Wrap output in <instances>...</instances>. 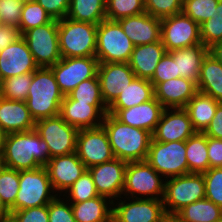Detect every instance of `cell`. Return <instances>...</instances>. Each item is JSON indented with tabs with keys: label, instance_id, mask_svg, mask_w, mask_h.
I'll list each match as a JSON object with an SVG mask.
<instances>
[{
	"label": "cell",
	"instance_id": "obj_1",
	"mask_svg": "<svg viewBox=\"0 0 222 222\" xmlns=\"http://www.w3.org/2000/svg\"><path fill=\"white\" fill-rule=\"evenodd\" d=\"M49 149L35 129L6 134L0 164L17 171L31 170L49 162Z\"/></svg>",
	"mask_w": 222,
	"mask_h": 222
},
{
	"label": "cell",
	"instance_id": "obj_2",
	"mask_svg": "<svg viewBox=\"0 0 222 222\" xmlns=\"http://www.w3.org/2000/svg\"><path fill=\"white\" fill-rule=\"evenodd\" d=\"M102 126L108 134L115 158L126 162L146 160L152 133L124 124L109 113L104 116Z\"/></svg>",
	"mask_w": 222,
	"mask_h": 222
},
{
	"label": "cell",
	"instance_id": "obj_3",
	"mask_svg": "<svg viewBox=\"0 0 222 222\" xmlns=\"http://www.w3.org/2000/svg\"><path fill=\"white\" fill-rule=\"evenodd\" d=\"M63 98L50 67H39L33 72L25 102L35 121L60 115Z\"/></svg>",
	"mask_w": 222,
	"mask_h": 222
},
{
	"label": "cell",
	"instance_id": "obj_4",
	"mask_svg": "<svg viewBox=\"0 0 222 222\" xmlns=\"http://www.w3.org/2000/svg\"><path fill=\"white\" fill-rule=\"evenodd\" d=\"M97 24L67 17L58 20L59 49L62 58L91 57L96 54Z\"/></svg>",
	"mask_w": 222,
	"mask_h": 222
},
{
	"label": "cell",
	"instance_id": "obj_5",
	"mask_svg": "<svg viewBox=\"0 0 222 222\" xmlns=\"http://www.w3.org/2000/svg\"><path fill=\"white\" fill-rule=\"evenodd\" d=\"M19 181V191L15 203L9 208L10 213L48 205L58 195H52L54 189L45 166L19 171Z\"/></svg>",
	"mask_w": 222,
	"mask_h": 222
},
{
	"label": "cell",
	"instance_id": "obj_6",
	"mask_svg": "<svg viewBox=\"0 0 222 222\" xmlns=\"http://www.w3.org/2000/svg\"><path fill=\"white\" fill-rule=\"evenodd\" d=\"M205 190L202 173H189L170 177V180L165 179L162 202L166 214L175 215L184 206L204 199Z\"/></svg>",
	"mask_w": 222,
	"mask_h": 222
},
{
	"label": "cell",
	"instance_id": "obj_7",
	"mask_svg": "<svg viewBox=\"0 0 222 222\" xmlns=\"http://www.w3.org/2000/svg\"><path fill=\"white\" fill-rule=\"evenodd\" d=\"M134 45L117 21L103 20L97 26L96 54L99 62L128 63Z\"/></svg>",
	"mask_w": 222,
	"mask_h": 222
},
{
	"label": "cell",
	"instance_id": "obj_8",
	"mask_svg": "<svg viewBox=\"0 0 222 222\" xmlns=\"http://www.w3.org/2000/svg\"><path fill=\"white\" fill-rule=\"evenodd\" d=\"M146 161L166 179L190 173L186 141L158 142L152 138Z\"/></svg>",
	"mask_w": 222,
	"mask_h": 222
},
{
	"label": "cell",
	"instance_id": "obj_9",
	"mask_svg": "<svg viewBox=\"0 0 222 222\" xmlns=\"http://www.w3.org/2000/svg\"><path fill=\"white\" fill-rule=\"evenodd\" d=\"M162 176L145 160L128 162L125 171V185L122 195L130 198L163 199L164 183ZM126 193V194H125ZM128 193V194H127ZM136 195V196H135ZM150 195V197H148ZM156 195V196H155Z\"/></svg>",
	"mask_w": 222,
	"mask_h": 222
},
{
	"label": "cell",
	"instance_id": "obj_10",
	"mask_svg": "<svg viewBox=\"0 0 222 222\" xmlns=\"http://www.w3.org/2000/svg\"><path fill=\"white\" fill-rule=\"evenodd\" d=\"M22 37L27 43L36 64L50 67L62 57L59 49L58 20L25 31Z\"/></svg>",
	"mask_w": 222,
	"mask_h": 222
},
{
	"label": "cell",
	"instance_id": "obj_11",
	"mask_svg": "<svg viewBox=\"0 0 222 222\" xmlns=\"http://www.w3.org/2000/svg\"><path fill=\"white\" fill-rule=\"evenodd\" d=\"M35 130L48 145L50 158L76 152L79 129L69 125L60 115L37 120Z\"/></svg>",
	"mask_w": 222,
	"mask_h": 222
},
{
	"label": "cell",
	"instance_id": "obj_12",
	"mask_svg": "<svg viewBox=\"0 0 222 222\" xmlns=\"http://www.w3.org/2000/svg\"><path fill=\"white\" fill-rule=\"evenodd\" d=\"M161 42L166 52L200 44V25L183 12L162 18Z\"/></svg>",
	"mask_w": 222,
	"mask_h": 222
},
{
	"label": "cell",
	"instance_id": "obj_13",
	"mask_svg": "<svg viewBox=\"0 0 222 222\" xmlns=\"http://www.w3.org/2000/svg\"><path fill=\"white\" fill-rule=\"evenodd\" d=\"M99 61L96 56L61 58L50 66L60 91L67 96L82 81L97 75Z\"/></svg>",
	"mask_w": 222,
	"mask_h": 222
},
{
	"label": "cell",
	"instance_id": "obj_14",
	"mask_svg": "<svg viewBox=\"0 0 222 222\" xmlns=\"http://www.w3.org/2000/svg\"><path fill=\"white\" fill-rule=\"evenodd\" d=\"M76 154L87 169L115 158L108 134L103 126L79 129Z\"/></svg>",
	"mask_w": 222,
	"mask_h": 222
},
{
	"label": "cell",
	"instance_id": "obj_15",
	"mask_svg": "<svg viewBox=\"0 0 222 222\" xmlns=\"http://www.w3.org/2000/svg\"><path fill=\"white\" fill-rule=\"evenodd\" d=\"M128 162L114 158L89 167L87 170L92 175L96 191L99 195L118 200L125 185V171ZM117 198V199H116Z\"/></svg>",
	"mask_w": 222,
	"mask_h": 222
},
{
	"label": "cell",
	"instance_id": "obj_16",
	"mask_svg": "<svg viewBox=\"0 0 222 222\" xmlns=\"http://www.w3.org/2000/svg\"><path fill=\"white\" fill-rule=\"evenodd\" d=\"M133 200V201H132ZM130 203L113 202L112 222H160L167 216L162 200L133 198Z\"/></svg>",
	"mask_w": 222,
	"mask_h": 222
},
{
	"label": "cell",
	"instance_id": "obj_17",
	"mask_svg": "<svg viewBox=\"0 0 222 222\" xmlns=\"http://www.w3.org/2000/svg\"><path fill=\"white\" fill-rule=\"evenodd\" d=\"M108 113L107 105H90L64 96L60 107V116L69 125L77 129L97 128L102 126Z\"/></svg>",
	"mask_w": 222,
	"mask_h": 222
},
{
	"label": "cell",
	"instance_id": "obj_18",
	"mask_svg": "<svg viewBox=\"0 0 222 222\" xmlns=\"http://www.w3.org/2000/svg\"><path fill=\"white\" fill-rule=\"evenodd\" d=\"M97 76L102 99L109 106L126 86L136 77L129 63L99 62Z\"/></svg>",
	"mask_w": 222,
	"mask_h": 222
},
{
	"label": "cell",
	"instance_id": "obj_19",
	"mask_svg": "<svg viewBox=\"0 0 222 222\" xmlns=\"http://www.w3.org/2000/svg\"><path fill=\"white\" fill-rule=\"evenodd\" d=\"M196 133L184 108L164 109L152 134L158 142L186 141Z\"/></svg>",
	"mask_w": 222,
	"mask_h": 222
},
{
	"label": "cell",
	"instance_id": "obj_20",
	"mask_svg": "<svg viewBox=\"0 0 222 222\" xmlns=\"http://www.w3.org/2000/svg\"><path fill=\"white\" fill-rule=\"evenodd\" d=\"M36 64L26 41L21 36L0 52V80L36 71Z\"/></svg>",
	"mask_w": 222,
	"mask_h": 222
},
{
	"label": "cell",
	"instance_id": "obj_21",
	"mask_svg": "<svg viewBox=\"0 0 222 222\" xmlns=\"http://www.w3.org/2000/svg\"><path fill=\"white\" fill-rule=\"evenodd\" d=\"M45 167L54 191L65 193L87 170L76 152L52 157Z\"/></svg>",
	"mask_w": 222,
	"mask_h": 222
},
{
	"label": "cell",
	"instance_id": "obj_22",
	"mask_svg": "<svg viewBox=\"0 0 222 222\" xmlns=\"http://www.w3.org/2000/svg\"><path fill=\"white\" fill-rule=\"evenodd\" d=\"M164 107L154 97L150 101L127 109H108V113L114 115L122 123L132 127L147 130L154 133Z\"/></svg>",
	"mask_w": 222,
	"mask_h": 222
},
{
	"label": "cell",
	"instance_id": "obj_23",
	"mask_svg": "<svg viewBox=\"0 0 222 222\" xmlns=\"http://www.w3.org/2000/svg\"><path fill=\"white\" fill-rule=\"evenodd\" d=\"M117 22L134 46L161 41V19L151 16L147 12L124 17Z\"/></svg>",
	"mask_w": 222,
	"mask_h": 222
},
{
	"label": "cell",
	"instance_id": "obj_24",
	"mask_svg": "<svg viewBox=\"0 0 222 222\" xmlns=\"http://www.w3.org/2000/svg\"><path fill=\"white\" fill-rule=\"evenodd\" d=\"M197 92V84L183 77L160 82L154 87V97L165 109L185 108Z\"/></svg>",
	"mask_w": 222,
	"mask_h": 222
},
{
	"label": "cell",
	"instance_id": "obj_25",
	"mask_svg": "<svg viewBox=\"0 0 222 222\" xmlns=\"http://www.w3.org/2000/svg\"><path fill=\"white\" fill-rule=\"evenodd\" d=\"M35 124L25 101L0 98V128L6 134L35 129Z\"/></svg>",
	"mask_w": 222,
	"mask_h": 222
},
{
	"label": "cell",
	"instance_id": "obj_26",
	"mask_svg": "<svg viewBox=\"0 0 222 222\" xmlns=\"http://www.w3.org/2000/svg\"><path fill=\"white\" fill-rule=\"evenodd\" d=\"M165 53L166 49L161 41L134 46L128 63L136 77L151 80Z\"/></svg>",
	"mask_w": 222,
	"mask_h": 222
},
{
	"label": "cell",
	"instance_id": "obj_27",
	"mask_svg": "<svg viewBox=\"0 0 222 222\" xmlns=\"http://www.w3.org/2000/svg\"><path fill=\"white\" fill-rule=\"evenodd\" d=\"M208 52L209 49L203 43H200L194 46L172 50L168 53L177 61V74L197 84L200 78L202 61Z\"/></svg>",
	"mask_w": 222,
	"mask_h": 222
},
{
	"label": "cell",
	"instance_id": "obj_28",
	"mask_svg": "<svg viewBox=\"0 0 222 222\" xmlns=\"http://www.w3.org/2000/svg\"><path fill=\"white\" fill-rule=\"evenodd\" d=\"M108 199L99 195L86 201L71 203L76 222H112L113 206H109L113 205V201Z\"/></svg>",
	"mask_w": 222,
	"mask_h": 222
},
{
	"label": "cell",
	"instance_id": "obj_29",
	"mask_svg": "<svg viewBox=\"0 0 222 222\" xmlns=\"http://www.w3.org/2000/svg\"><path fill=\"white\" fill-rule=\"evenodd\" d=\"M197 89L222 103V63L209 52L201 64Z\"/></svg>",
	"mask_w": 222,
	"mask_h": 222
},
{
	"label": "cell",
	"instance_id": "obj_30",
	"mask_svg": "<svg viewBox=\"0 0 222 222\" xmlns=\"http://www.w3.org/2000/svg\"><path fill=\"white\" fill-rule=\"evenodd\" d=\"M220 102L213 97L197 92L185 106L196 132L203 133L212 121Z\"/></svg>",
	"mask_w": 222,
	"mask_h": 222
},
{
	"label": "cell",
	"instance_id": "obj_31",
	"mask_svg": "<svg viewBox=\"0 0 222 222\" xmlns=\"http://www.w3.org/2000/svg\"><path fill=\"white\" fill-rule=\"evenodd\" d=\"M153 98L154 86L150 80L135 77L128 86L121 90L108 109H127Z\"/></svg>",
	"mask_w": 222,
	"mask_h": 222
},
{
	"label": "cell",
	"instance_id": "obj_32",
	"mask_svg": "<svg viewBox=\"0 0 222 222\" xmlns=\"http://www.w3.org/2000/svg\"><path fill=\"white\" fill-rule=\"evenodd\" d=\"M174 216L179 222H222V208L204 198L184 206Z\"/></svg>",
	"mask_w": 222,
	"mask_h": 222
},
{
	"label": "cell",
	"instance_id": "obj_33",
	"mask_svg": "<svg viewBox=\"0 0 222 222\" xmlns=\"http://www.w3.org/2000/svg\"><path fill=\"white\" fill-rule=\"evenodd\" d=\"M67 18L98 25L106 19V0H70Z\"/></svg>",
	"mask_w": 222,
	"mask_h": 222
},
{
	"label": "cell",
	"instance_id": "obj_34",
	"mask_svg": "<svg viewBox=\"0 0 222 222\" xmlns=\"http://www.w3.org/2000/svg\"><path fill=\"white\" fill-rule=\"evenodd\" d=\"M186 158L190 173H204L210 168L204 133L196 132L186 140Z\"/></svg>",
	"mask_w": 222,
	"mask_h": 222
},
{
	"label": "cell",
	"instance_id": "obj_35",
	"mask_svg": "<svg viewBox=\"0 0 222 222\" xmlns=\"http://www.w3.org/2000/svg\"><path fill=\"white\" fill-rule=\"evenodd\" d=\"M53 19L47 11L36 1L29 0L24 3L19 24L21 35L32 28L45 25Z\"/></svg>",
	"mask_w": 222,
	"mask_h": 222
},
{
	"label": "cell",
	"instance_id": "obj_36",
	"mask_svg": "<svg viewBox=\"0 0 222 222\" xmlns=\"http://www.w3.org/2000/svg\"><path fill=\"white\" fill-rule=\"evenodd\" d=\"M146 12L145 0H106V19L117 21Z\"/></svg>",
	"mask_w": 222,
	"mask_h": 222
},
{
	"label": "cell",
	"instance_id": "obj_37",
	"mask_svg": "<svg viewBox=\"0 0 222 222\" xmlns=\"http://www.w3.org/2000/svg\"><path fill=\"white\" fill-rule=\"evenodd\" d=\"M68 96L72 100L89 103L90 105H106L102 99L100 81L97 75L82 81Z\"/></svg>",
	"mask_w": 222,
	"mask_h": 222
},
{
	"label": "cell",
	"instance_id": "obj_38",
	"mask_svg": "<svg viewBox=\"0 0 222 222\" xmlns=\"http://www.w3.org/2000/svg\"><path fill=\"white\" fill-rule=\"evenodd\" d=\"M33 72L1 81L2 97L9 100L25 101L31 85Z\"/></svg>",
	"mask_w": 222,
	"mask_h": 222
},
{
	"label": "cell",
	"instance_id": "obj_39",
	"mask_svg": "<svg viewBox=\"0 0 222 222\" xmlns=\"http://www.w3.org/2000/svg\"><path fill=\"white\" fill-rule=\"evenodd\" d=\"M200 38L208 49L222 41V0H219L211 18L200 25Z\"/></svg>",
	"mask_w": 222,
	"mask_h": 222
},
{
	"label": "cell",
	"instance_id": "obj_40",
	"mask_svg": "<svg viewBox=\"0 0 222 222\" xmlns=\"http://www.w3.org/2000/svg\"><path fill=\"white\" fill-rule=\"evenodd\" d=\"M19 171L0 164V195L3 203L10 208L19 191Z\"/></svg>",
	"mask_w": 222,
	"mask_h": 222
},
{
	"label": "cell",
	"instance_id": "obj_41",
	"mask_svg": "<svg viewBox=\"0 0 222 222\" xmlns=\"http://www.w3.org/2000/svg\"><path fill=\"white\" fill-rule=\"evenodd\" d=\"M219 0H183L182 12L201 25L211 18Z\"/></svg>",
	"mask_w": 222,
	"mask_h": 222
},
{
	"label": "cell",
	"instance_id": "obj_42",
	"mask_svg": "<svg viewBox=\"0 0 222 222\" xmlns=\"http://www.w3.org/2000/svg\"><path fill=\"white\" fill-rule=\"evenodd\" d=\"M66 192L69 193V201H72L70 203H79L99 196L88 170Z\"/></svg>",
	"mask_w": 222,
	"mask_h": 222
},
{
	"label": "cell",
	"instance_id": "obj_43",
	"mask_svg": "<svg viewBox=\"0 0 222 222\" xmlns=\"http://www.w3.org/2000/svg\"><path fill=\"white\" fill-rule=\"evenodd\" d=\"M205 181V198L222 208V167L209 168L202 173Z\"/></svg>",
	"mask_w": 222,
	"mask_h": 222
},
{
	"label": "cell",
	"instance_id": "obj_44",
	"mask_svg": "<svg viewBox=\"0 0 222 222\" xmlns=\"http://www.w3.org/2000/svg\"><path fill=\"white\" fill-rule=\"evenodd\" d=\"M183 0H145V10L159 19L182 12Z\"/></svg>",
	"mask_w": 222,
	"mask_h": 222
},
{
	"label": "cell",
	"instance_id": "obj_45",
	"mask_svg": "<svg viewBox=\"0 0 222 222\" xmlns=\"http://www.w3.org/2000/svg\"><path fill=\"white\" fill-rule=\"evenodd\" d=\"M180 74H177V61L166 52L158 63L155 72L150 82L155 87L160 82H165L170 79L179 78Z\"/></svg>",
	"mask_w": 222,
	"mask_h": 222
},
{
	"label": "cell",
	"instance_id": "obj_46",
	"mask_svg": "<svg viewBox=\"0 0 222 222\" xmlns=\"http://www.w3.org/2000/svg\"><path fill=\"white\" fill-rule=\"evenodd\" d=\"M23 5L20 0H0V19L4 26L19 28Z\"/></svg>",
	"mask_w": 222,
	"mask_h": 222
},
{
	"label": "cell",
	"instance_id": "obj_47",
	"mask_svg": "<svg viewBox=\"0 0 222 222\" xmlns=\"http://www.w3.org/2000/svg\"><path fill=\"white\" fill-rule=\"evenodd\" d=\"M58 198L56 196L48 204L49 222H76L71 203L68 200L64 202V199L61 200V198Z\"/></svg>",
	"mask_w": 222,
	"mask_h": 222
},
{
	"label": "cell",
	"instance_id": "obj_48",
	"mask_svg": "<svg viewBox=\"0 0 222 222\" xmlns=\"http://www.w3.org/2000/svg\"><path fill=\"white\" fill-rule=\"evenodd\" d=\"M16 222H49L48 205L12 211Z\"/></svg>",
	"mask_w": 222,
	"mask_h": 222
},
{
	"label": "cell",
	"instance_id": "obj_49",
	"mask_svg": "<svg viewBox=\"0 0 222 222\" xmlns=\"http://www.w3.org/2000/svg\"><path fill=\"white\" fill-rule=\"evenodd\" d=\"M51 16L52 19L61 20L67 17L70 0H36Z\"/></svg>",
	"mask_w": 222,
	"mask_h": 222
},
{
	"label": "cell",
	"instance_id": "obj_50",
	"mask_svg": "<svg viewBox=\"0 0 222 222\" xmlns=\"http://www.w3.org/2000/svg\"><path fill=\"white\" fill-rule=\"evenodd\" d=\"M210 168L222 167V139L207 137Z\"/></svg>",
	"mask_w": 222,
	"mask_h": 222
},
{
	"label": "cell",
	"instance_id": "obj_51",
	"mask_svg": "<svg viewBox=\"0 0 222 222\" xmlns=\"http://www.w3.org/2000/svg\"><path fill=\"white\" fill-rule=\"evenodd\" d=\"M203 133L207 137L222 139V103L218 105L212 121Z\"/></svg>",
	"mask_w": 222,
	"mask_h": 222
},
{
	"label": "cell",
	"instance_id": "obj_52",
	"mask_svg": "<svg viewBox=\"0 0 222 222\" xmlns=\"http://www.w3.org/2000/svg\"><path fill=\"white\" fill-rule=\"evenodd\" d=\"M19 28L3 26L0 28V52L21 37Z\"/></svg>",
	"mask_w": 222,
	"mask_h": 222
},
{
	"label": "cell",
	"instance_id": "obj_53",
	"mask_svg": "<svg viewBox=\"0 0 222 222\" xmlns=\"http://www.w3.org/2000/svg\"><path fill=\"white\" fill-rule=\"evenodd\" d=\"M209 53L212 54L220 63H222V41L210 47Z\"/></svg>",
	"mask_w": 222,
	"mask_h": 222
},
{
	"label": "cell",
	"instance_id": "obj_54",
	"mask_svg": "<svg viewBox=\"0 0 222 222\" xmlns=\"http://www.w3.org/2000/svg\"><path fill=\"white\" fill-rule=\"evenodd\" d=\"M10 215V209L3 203L0 195V219Z\"/></svg>",
	"mask_w": 222,
	"mask_h": 222
},
{
	"label": "cell",
	"instance_id": "obj_55",
	"mask_svg": "<svg viewBox=\"0 0 222 222\" xmlns=\"http://www.w3.org/2000/svg\"><path fill=\"white\" fill-rule=\"evenodd\" d=\"M6 133L0 128V159L3 155L4 151V141H5Z\"/></svg>",
	"mask_w": 222,
	"mask_h": 222
},
{
	"label": "cell",
	"instance_id": "obj_56",
	"mask_svg": "<svg viewBox=\"0 0 222 222\" xmlns=\"http://www.w3.org/2000/svg\"><path fill=\"white\" fill-rule=\"evenodd\" d=\"M160 222H179V220L174 215H167Z\"/></svg>",
	"mask_w": 222,
	"mask_h": 222
},
{
	"label": "cell",
	"instance_id": "obj_57",
	"mask_svg": "<svg viewBox=\"0 0 222 222\" xmlns=\"http://www.w3.org/2000/svg\"><path fill=\"white\" fill-rule=\"evenodd\" d=\"M0 222H16V221L11 215H9L7 217L0 219Z\"/></svg>",
	"mask_w": 222,
	"mask_h": 222
},
{
	"label": "cell",
	"instance_id": "obj_58",
	"mask_svg": "<svg viewBox=\"0 0 222 222\" xmlns=\"http://www.w3.org/2000/svg\"><path fill=\"white\" fill-rule=\"evenodd\" d=\"M2 97V88H1V80H0V98Z\"/></svg>",
	"mask_w": 222,
	"mask_h": 222
},
{
	"label": "cell",
	"instance_id": "obj_59",
	"mask_svg": "<svg viewBox=\"0 0 222 222\" xmlns=\"http://www.w3.org/2000/svg\"><path fill=\"white\" fill-rule=\"evenodd\" d=\"M4 26L2 20L0 19V28H2Z\"/></svg>",
	"mask_w": 222,
	"mask_h": 222
},
{
	"label": "cell",
	"instance_id": "obj_60",
	"mask_svg": "<svg viewBox=\"0 0 222 222\" xmlns=\"http://www.w3.org/2000/svg\"><path fill=\"white\" fill-rule=\"evenodd\" d=\"M20 1L25 3V2H27V1H29V0H20Z\"/></svg>",
	"mask_w": 222,
	"mask_h": 222
}]
</instances>
